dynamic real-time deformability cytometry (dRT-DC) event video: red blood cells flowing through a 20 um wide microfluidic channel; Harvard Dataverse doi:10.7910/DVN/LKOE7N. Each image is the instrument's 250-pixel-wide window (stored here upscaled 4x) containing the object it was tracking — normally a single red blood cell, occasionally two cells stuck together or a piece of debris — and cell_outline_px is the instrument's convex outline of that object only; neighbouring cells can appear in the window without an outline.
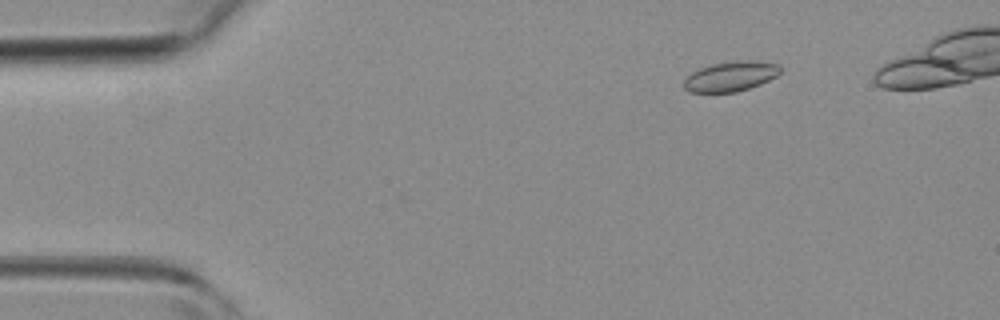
{"species": "common noctule bat (a hibernating species)", "species_latin": "Nyctalus noctula", "temperature_condition": "room temperature", "stored_images_in_passage": 5, "camera_frame_rate_fps": 3000, "um_per_image_px": 0.085, "animal": {"sex": "female", "body_mass_g": 19.3, "forearm_length_mm": 54.1}, "frame": {"image": 1, "passage_image": 2, "time_ms": 1.333, "image_size_px": [1000, 320], "cell_outline_px": [[780, 72], [776, 76], [760, 84], [736, 92], [688, 92], [684, 88], [684, 80], [692, 72], [700, 68], [712, 64], [748, 60], [780, 64]], "centroid_in_image_um": [62.1, 6.5], "position_along_channel_um": 22.9, "area_um2": 16.53}}